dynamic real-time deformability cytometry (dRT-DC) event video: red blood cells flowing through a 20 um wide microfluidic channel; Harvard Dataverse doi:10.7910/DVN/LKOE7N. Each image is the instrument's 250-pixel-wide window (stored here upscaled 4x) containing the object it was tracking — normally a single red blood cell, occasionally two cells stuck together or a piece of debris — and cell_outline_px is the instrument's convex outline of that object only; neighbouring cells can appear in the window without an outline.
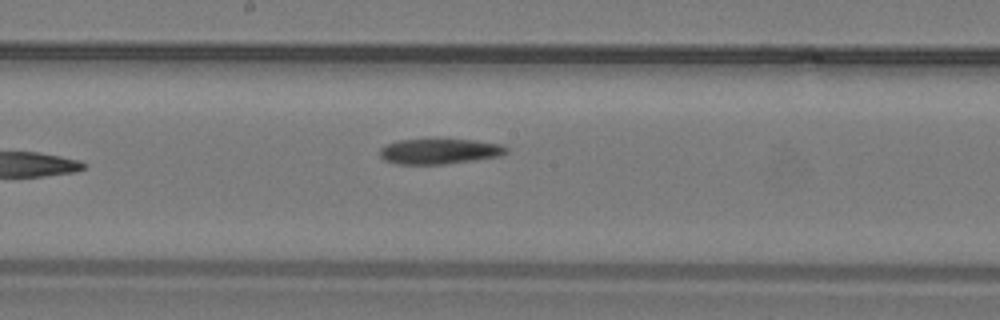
{"species": "common noctule bat (a hibernating species)", "species_latin": "Nyctalus noctula", "temperature_condition": "warm", "stored_images_in_passage": 15, "camera_frame_rate_fps": 3000, "um_per_image_px": 0.085, "animal": {"sex": "male", "body_mass_g": 19.2, "forearm_length_mm": 51.8}, "frame": {"image": 1, "passage_image": 15, "time_ms": 4.667, "image_size_px": [1000, 320], "cell_outline_px": [[508, 152], [500, 156], [444, 164], [396, 164], [384, 160], [380, 156], [380, 148], [384, 144], [396, 140], [436, 136], [444, 136], [476, 140], [500, 144], [508, 148]], "centroid_in_image_um": [37.31, 12.79], "position_along_channel_um": 210.9, "area_um2": 19.88}}